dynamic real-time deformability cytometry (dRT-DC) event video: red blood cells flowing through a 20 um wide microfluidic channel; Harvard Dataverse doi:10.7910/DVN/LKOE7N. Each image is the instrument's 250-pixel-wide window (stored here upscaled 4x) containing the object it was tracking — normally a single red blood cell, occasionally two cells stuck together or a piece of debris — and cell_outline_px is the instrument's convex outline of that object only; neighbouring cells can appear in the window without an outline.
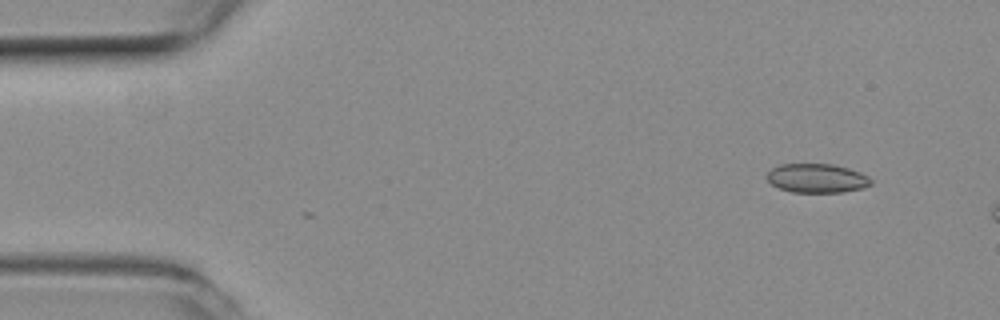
{"species": "common noctule bat (a hibernating species)", "species_latin": "Nyctalus noctula", "temperature_condition": "room temperature", "stored_images_in_passage": 7, "camera_frame_rate_fps": 3000, "um_per_image_px": 0.085, "animal": {"sex": "female", "body_mass_g": 19.3, "forearm_length_mm": 54.1}, "frame": {"image": 1, "passage_image": 2, "time_ms": 0.333, "image_size_px": [1000, 320], "cell_outline_px": [[872, 184], [864, 188], [844, 192], [792, 192], [780, 188], [772, 184], [764, 176], [772, 168], [780, 164], [832, 164], [848, 168], [860, 172], [868, 176], [872, 180]], "centroid_in_image_um": [69.45, 15.15], "position_along_channel_um": 15.6, "area_um2": 17.69}}